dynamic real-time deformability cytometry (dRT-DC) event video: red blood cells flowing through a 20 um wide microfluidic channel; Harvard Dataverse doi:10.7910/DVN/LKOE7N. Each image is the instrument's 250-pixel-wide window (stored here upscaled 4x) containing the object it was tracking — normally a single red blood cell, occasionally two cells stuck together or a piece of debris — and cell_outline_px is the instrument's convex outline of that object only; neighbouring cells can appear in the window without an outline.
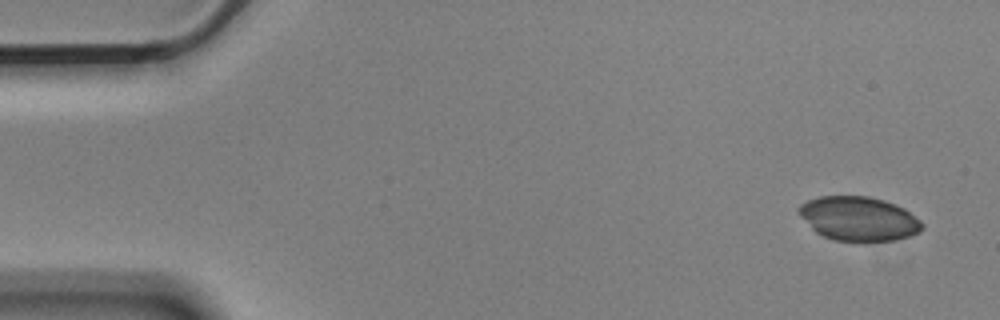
{"species": "Egyptian fruit bat (a non-hibernating species)", "species_latin": "Rousettus aegyptiacus", "temperature_condition": "cold", "stored_images_in_passage": 4, "camera_frame_rate_fps": 3000, "um_per_image_px": 0.085, "animal": {"sex": "male"}, "frame": {"image": 1, "passage_image": 1, "time_ms": 0.0, "image_size_px": [1000, 320], "cell_outline_px": [[924, 228], [920, 232], [908, 236], [892, 240], [836, 240], [824, 236], [816, 232], [800, 216], [796, 208], [800, 204], [808, 200], [820, 196], [868, 196], [884, 200], [896, 204], [904, 208], [920, 220], [924, 224]], "centroid_in_image_um": [72.99, 18.56], "position_along_channel_um": 12.0, "area_um2": 31.5}}
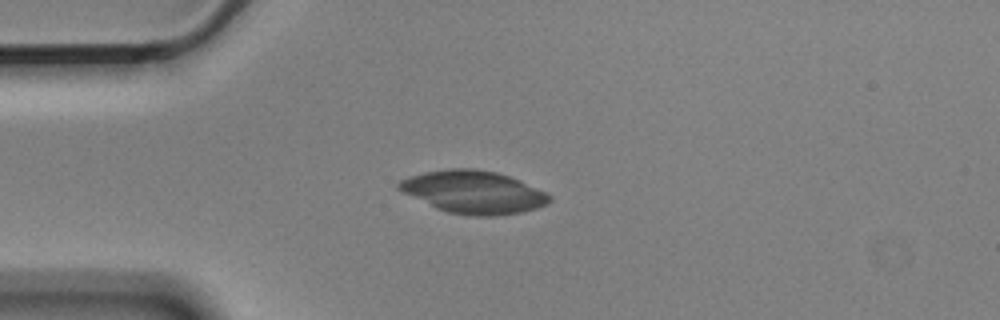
{"frame": {"image": 2, "passage_image": 4, "time_ms": 1.0, "image_size_px": [1000, 320], "cell_outline_px": [[552, 200], [548, 204], [536, 208], [520, 212], [496, 216], [472, 216], [448, 212], [436, 208], [400, 192], [396, 188], [396, 184], [400, 180], [424, 172], [452, 168], [472, 168], [496, 172], [520, 180], [552, 196]], "centroid_in_image_um": [40.22, 16.33], "position_along_channel_um": 44.8, "area_um2": 37.45}}